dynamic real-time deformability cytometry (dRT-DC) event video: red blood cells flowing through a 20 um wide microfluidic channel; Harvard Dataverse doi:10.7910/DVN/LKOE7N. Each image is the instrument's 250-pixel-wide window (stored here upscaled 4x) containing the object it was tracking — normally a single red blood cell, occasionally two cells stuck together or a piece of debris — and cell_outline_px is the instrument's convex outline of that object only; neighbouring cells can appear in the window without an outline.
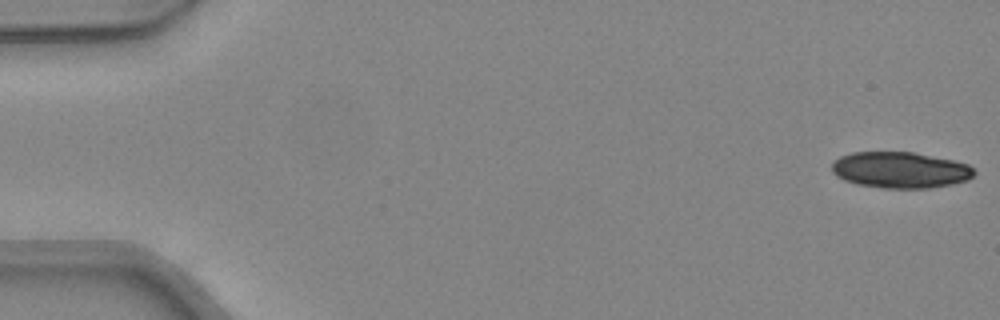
{"species": "common noctule bat (a hibernating species)", "species_latin": "Nyctalus noctula", "temperature_condition": "warm", "stored_images_in_passage": 32, "camera_frame_rate_fps": 3000, "um_per_image_px": 0.085, "animal": {"sex": "female", "body_mass_g": 24.6, "forearm_length_mm": 56.2}, "frame": {"image": 1, "passage_image": 1, "time_ms": 0.0, "image_size_px": [1000, 320], "cell_outline_px": [[976, 172], [968, 180], [952, 184], [928, 188], [880, 188], [856, 184], [844, 180], [836, 176], [832, 172], [832, 164], [840, 156], [852, 152], [912, 152], [952, 160], [968, 164]], "centroid_in_image_um": [76.5, 14.45], "position_along_channel_um": 8.5, "area_um2": 30.0}}
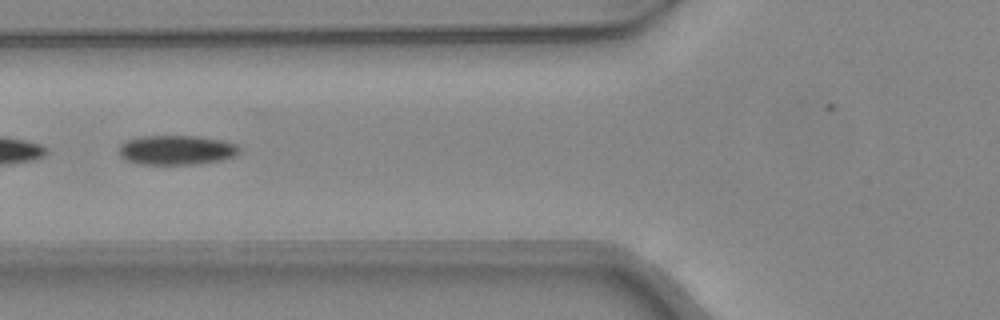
{"frame": {"image": 2, "passage_image": 19, "time_ms": 6.0, "image_size_px": [1000, 320], "cell_outline_px": [[240, 152], [236, 156], [220, 160], [196, 164], [140, 164], [124, 160], [120, 156], [120, 144], [128, 140], [140, 136], [200, 136], [224, 140], [236, 144], [240, 148]], "centroid_in_image_um": [15.02, 12.75], "position_along_channel_um": 110.8, "area_um2": 20.87}}
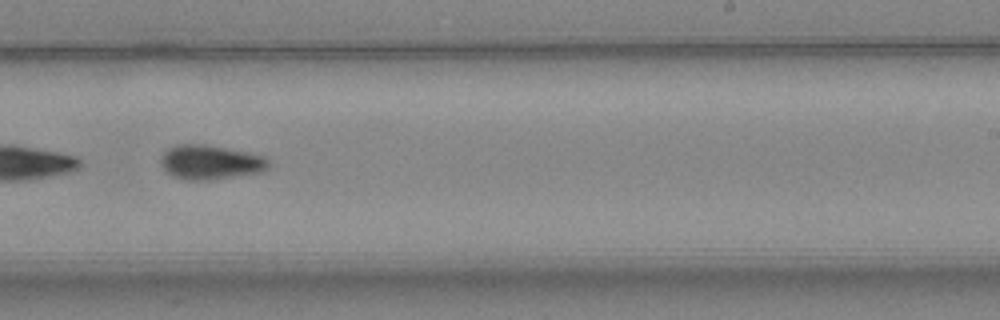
{"frame": {"image": 3, "passage_image": 30, "time_ms": 9.667, "image_size_px": [1000, 320], "cell_outline_px": [[268, 168], [260, 172], [212, 180], [184, 180], [172, 176], [160, 164], [160, 156], [168, 148], [176, 144], [204, 144], [248, 152], [264, 156], [268, 160]], "centroid_in_image_um": [17.85, 13.79], "position_along_channel_um": 271.2, "area_um2": 21.68}}